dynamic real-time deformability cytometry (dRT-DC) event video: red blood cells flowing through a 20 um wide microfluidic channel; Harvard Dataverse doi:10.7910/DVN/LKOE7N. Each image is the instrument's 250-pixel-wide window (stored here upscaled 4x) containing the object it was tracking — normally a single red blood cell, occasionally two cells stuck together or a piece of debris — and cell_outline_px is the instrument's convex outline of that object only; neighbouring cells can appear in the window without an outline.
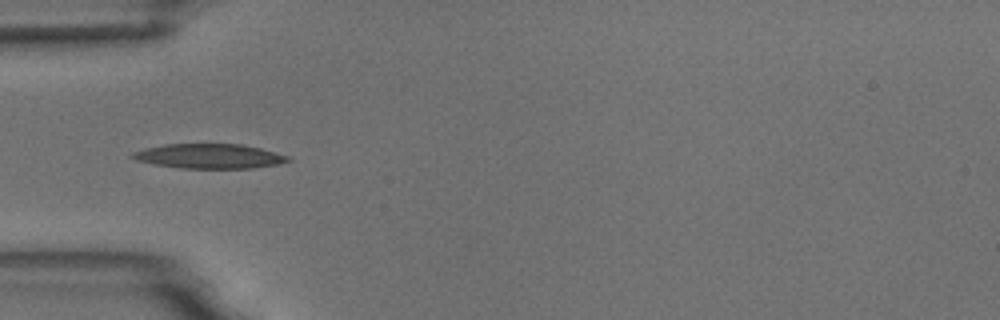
{"species": "common noctule bat (a hibernating species)", "species_latin": "Nyctalus noctula", "temperature_condition": "room temperature", "stored_images_in_passage": 8, "camera_frame_rate_fps": 3000, "um_per_image_px": 0.085, "animal": {"sex": "male", "body_mass_g": 18.8}, "frame": {"image": 1, "passage_image": 3, "time_ms": 3.333, "image_size_px": [1000, 320], "cell_outline_px": [[292, 160], [276, 164], [252, 168], [180, 168], [156, 164], [136, 160], [128, 156], [132, 152], [144, 148], [164, 144], [240, 144], [260, 148], [288, 156]], "centroid_in_image_um": [17.74, 13.27], "position_along_channel_um": 67.3, "area_um2": 22.2}}
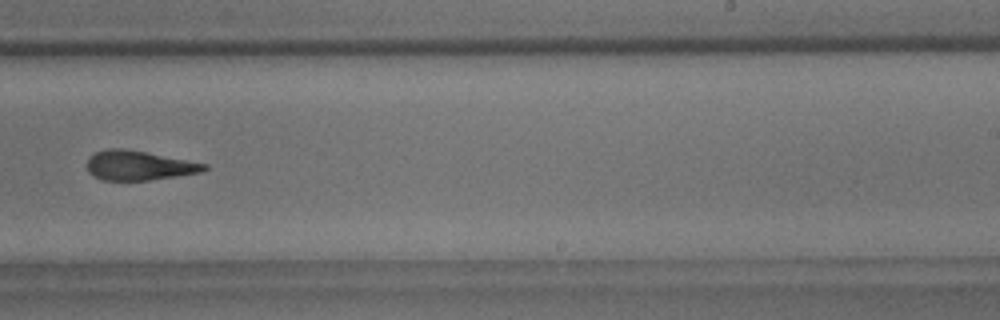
{"frame": {"image": 2, "passage_image": 8, "time_ms": 9.0, "image_size_px": [1000, 320], "cell_outline_px": [[208, 168], [200, 172], [176, 176], [148, 180], [104, 180], [92, 176], [88, 172], [88, 156], [96, 152], [108, 148], [120, 148], [144, 152], [208, 164]], "centroid_in_image_um": [11.76, 14.07], "position_along_channel_um": 277.2, "area_um2": 19.88}}